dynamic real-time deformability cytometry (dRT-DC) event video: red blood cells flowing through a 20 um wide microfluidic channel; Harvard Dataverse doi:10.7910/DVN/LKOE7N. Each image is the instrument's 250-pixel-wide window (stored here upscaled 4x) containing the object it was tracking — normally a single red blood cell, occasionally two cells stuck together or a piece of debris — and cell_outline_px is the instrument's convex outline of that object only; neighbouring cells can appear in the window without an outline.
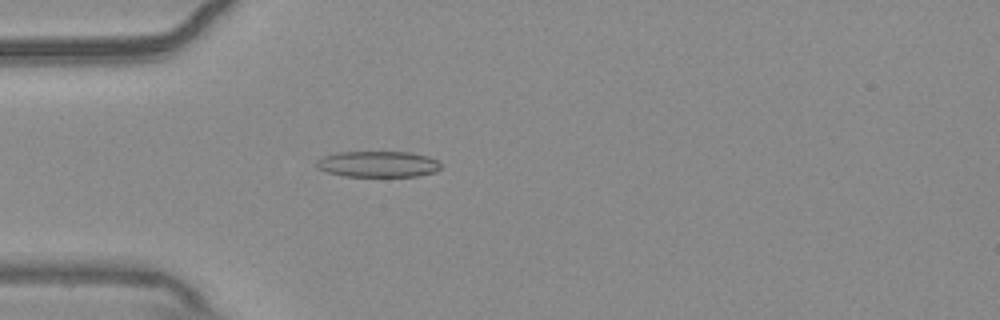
{"species": "common noctule bat (a hibernating species)", "species_latin": "Nyctalus noctula", "temperature_condition": "warm", "stored_images_in_passage": 54, "camera_frame_rate_fps": 3000, "um_per_image_px": 0.085, "animal": {"sex": "male", "body_mass_g": 20.4}, "frame": {"image": 1, "passage_image": 15, "time_ms": 4.667, "image_size_px": [1000, 320], "cell_outline_px": [[440, 168], [436, 172], [416, 176], [344, 176], [328, 172], [316, 168], [316, 160], [324, 156], [340, 152], [412, 152], [428, 156], [436, 160], [440, 164]], "centroid_in_image_um": [32.13, 13.95], "position_along_channel_um": 52.9, "area_um2": 18.84}}
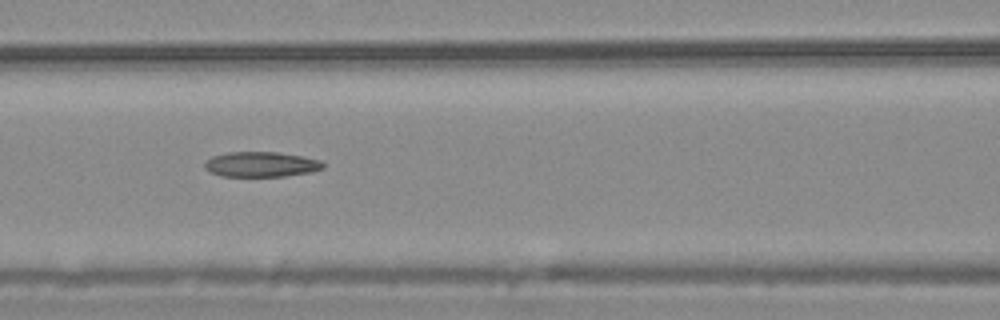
{"frame": {"image": 2, "passage_image": 23, "time_ms": 7.333, "image_size_px": [1000, 320], "cell_outline_px": [[324, 168], [312, 172], [284, 176], [220, 176], [208, 172], [204, 168], [204, 164], [212, 156], [228, 152], [280, 152], [320, 160], [324, 164]], "centroid_in_image_um": [22.18, 13.97], "position_along_channel_um": 144.4, "area_um2": 17.4}}
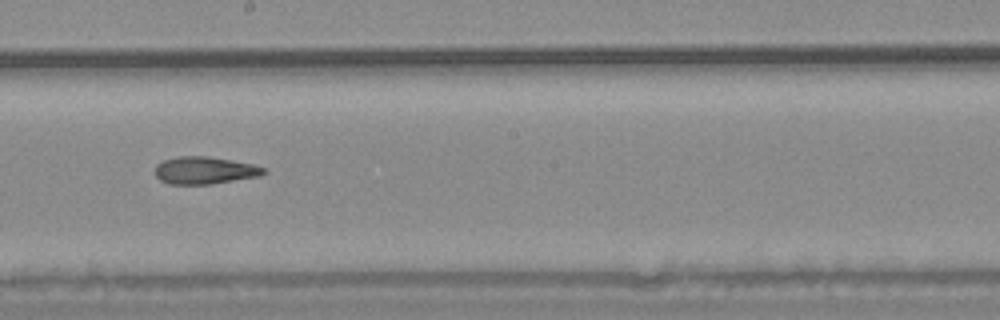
{"frame": {"image": 3, "passage_image": 30, "time_ms": 9.667, "image_size_px": [1000, 320], "cell_outline_px": [[268, 172], [260, 176], [212, 184], [168, 184], [160, 180], [156, 176], [156, 164], [164, 160], [180, 156], [208, 156], [232, 160], [252, 164], [264, 168]], "centroid_in_image_um": [17.41, 14.48], "position_along_channel_um": 230.8, "area_um2": 17.34}, "authors_computed_cell_mechanics": {"area_um2": 18.207, "velocity_mm_per_s": 3.7053, "shape_relaxation_time_tau1_ms": null, "shape_relaxation_time_tau2_ms": 6.4311, "deformation_change_tau1": null, "deformation_change_tau2": 0.1778}}